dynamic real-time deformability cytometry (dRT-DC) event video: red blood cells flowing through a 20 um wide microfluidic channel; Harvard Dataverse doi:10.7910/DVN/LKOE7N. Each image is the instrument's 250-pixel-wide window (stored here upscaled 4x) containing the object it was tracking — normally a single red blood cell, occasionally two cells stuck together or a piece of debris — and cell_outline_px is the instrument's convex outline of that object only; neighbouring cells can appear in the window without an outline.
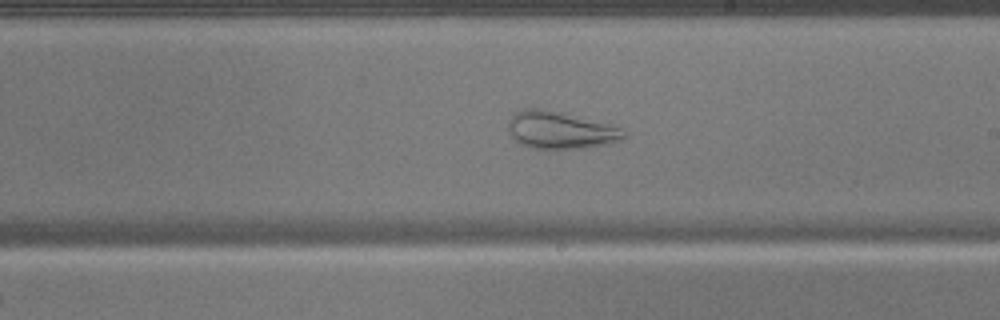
{"species": "common noctule bat (a hibernating species)", "species_latin": "Nyctalus noctula", "temperature_condition": "warm", "stored_images_in_passage": 52, "camera_frame_rate_fps": 3000, "um_per_image_px": 0.085, "animal": {"sex": "male", "body_mass_g": 17.9}, "frame": {"image": 1, "passage_image": 30, "time_ms": 9.667, "image_size_px": [1000, 320], "cell_outline_px": [[624, 136], [616, 140], [600, 144], [580, 148], [532, 148], [520, 144], [508, 132], [508, 120], [516, 112], [524, 108], [544, 108], [620, 128], [624, 132]], "centroid_in_image_um": [47.49, 11.04], "position_along_channel_um": 241.5, "area_um2": 24.22}}